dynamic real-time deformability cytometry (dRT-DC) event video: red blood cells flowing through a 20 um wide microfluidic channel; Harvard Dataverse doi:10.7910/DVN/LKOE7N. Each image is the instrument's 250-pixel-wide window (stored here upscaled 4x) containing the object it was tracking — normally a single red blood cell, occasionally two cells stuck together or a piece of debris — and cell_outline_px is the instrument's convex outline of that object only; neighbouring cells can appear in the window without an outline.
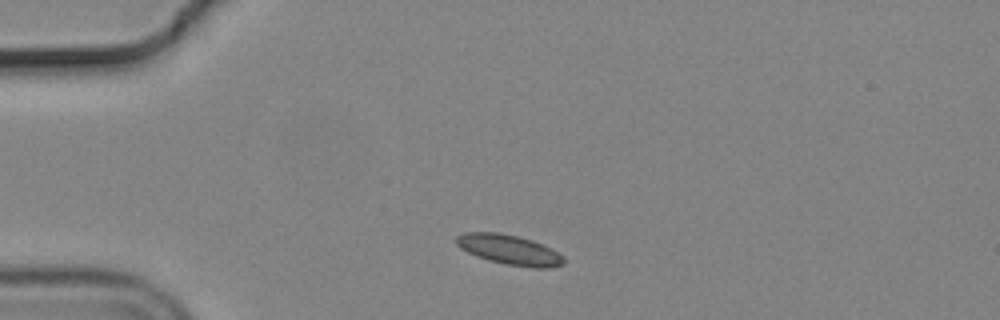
{"species": "common noctule bat (a hibernating species)", "species_latin": "Nyctalus noctula", "temperature_condition": "cold", "stored_images_in_passage": 43, "camera_frame_rate_fps": 3000, "um_per_image_px": 0.085, "animal": {"sex": "male", "body_mass_g": 19.2, "forearm_length_mm": 51.8}, "frame": {"image": 1, "passage_image": 1, "time_ms": 0.0, "image_size_px": [1000, 320], "cell_outline_px": [[564, 264], [548, 268], [532, 268], [508, 264], [488, 260], [476, 256], [460, 248], [456, 244], [456, 236], [464, 232], [496, 232], [516, 236], [532, 240], [556, 252], [564, 260]], "centroid_in_image_um": [43.23, 21.22], "position_along_channel_um": 41.8, "area_um2": 18.38}}
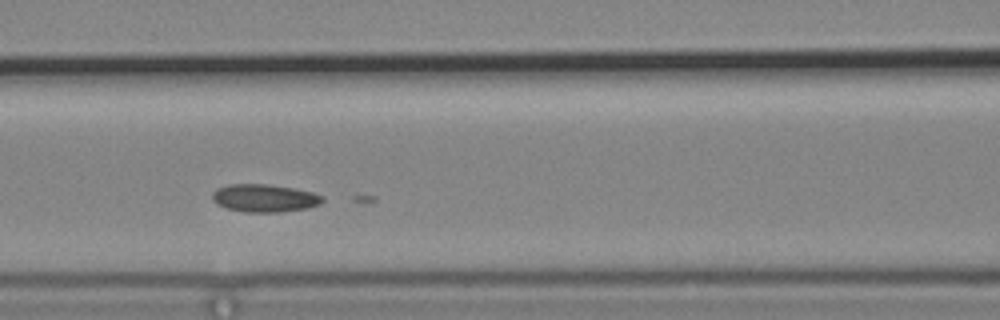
{"frame": {"image": 2, "passage_image": 12, "time_ms": 3.667, "image_size_px": [1000, 320], "cell_outline_px": [[324, 200], [320, 204], [308, 208], [280, 212], [244, 212], [228, 208], [216, 204], [212, 200], [212, 192], [216, 188], [228, 184], [268, 184], [292, 188], [312, 192], [324, 196]], "centroid_in_image_um": [22.47, 16.84], "position_along_channel_um": 144.1, "area_um2": 17.98}}
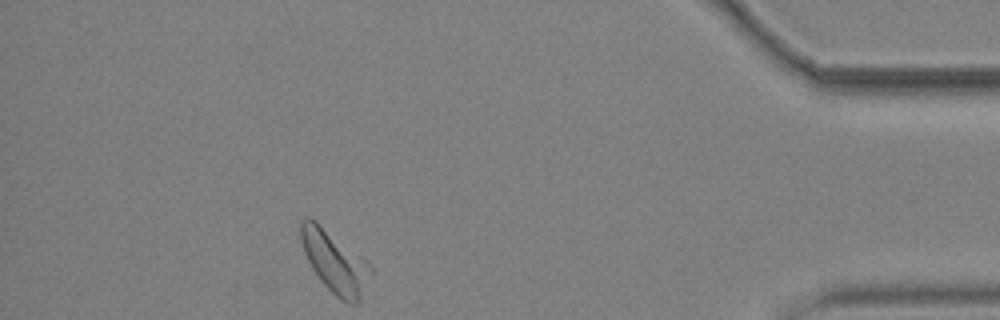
{"frame": {"image": 3, "passage_image": 38, "time_ms": 12.333, "image_size_px": [1000, 320], "cell_outline_px": [[376, 272], [356, 304], [348, 304], [340, 300], [320, 280], [312, 268], [304, 252], [300, 236], [300, 220], [308, 216], [316, 220], [368, 260]], "centroid_in_image_um": [28.51, 22.25], "position_along_channel_um": 406.7, "area_um2": 25.72}}